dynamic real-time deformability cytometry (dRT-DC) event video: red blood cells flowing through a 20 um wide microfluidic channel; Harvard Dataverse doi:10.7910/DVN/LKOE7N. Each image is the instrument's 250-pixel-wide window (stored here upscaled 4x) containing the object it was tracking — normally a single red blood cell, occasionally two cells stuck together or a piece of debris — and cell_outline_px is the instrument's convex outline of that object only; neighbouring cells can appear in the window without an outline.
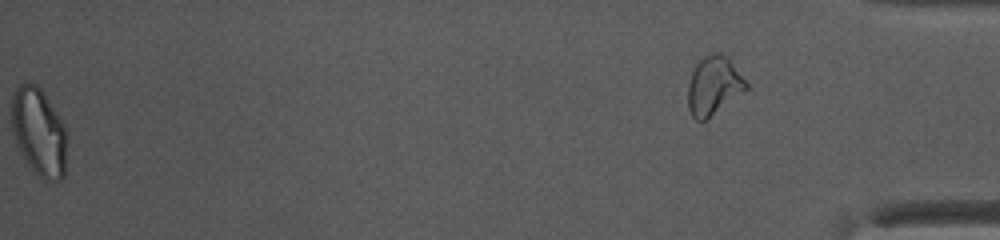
{"species": "common noctule bat (a hibernating species)", "species_latin": "Nyctalus noctula", "temperature_condition": "warm", "stored_images_in_passage": 42, "segment_of_instrument_passage": [2, 2], "camera_frame_rate_fps": 3000, "um_per_image_px": 0.085, "animal": {"sex": "female", "body_mass_g": 10.0, "forearm_length_mm": 53.1}, "frame": {"image": 1, "passage_image": 42, "time_ms": 13.667, "image_size_px": [1000, 240], "cell_outline_px": [[748, 88], [704, 120], [696, 120], [692, 116], [688, 108], [688, 84], [692, 72], [696, 64], [704, 56], [712, 52], [720, 52], [732, 64], [748, 84]], "centroid_in_image_um": [60.62, 7.26], "position_along_channel_um": 374.6, "area_um2": 19.25}}